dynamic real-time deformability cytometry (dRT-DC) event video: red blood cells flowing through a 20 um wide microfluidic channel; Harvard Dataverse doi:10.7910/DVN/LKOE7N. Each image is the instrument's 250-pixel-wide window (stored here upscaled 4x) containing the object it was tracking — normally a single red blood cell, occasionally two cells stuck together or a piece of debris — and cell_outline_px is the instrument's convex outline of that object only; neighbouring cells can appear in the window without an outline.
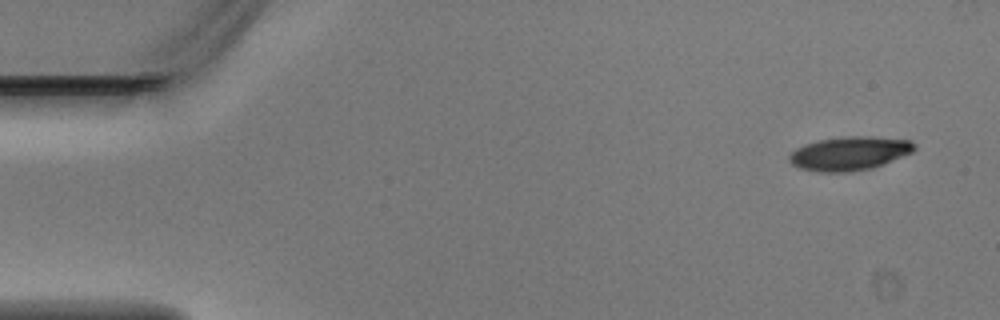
{"species": "Egyptian fruit bat (a non-hibernating species)", "species_latin": "Rousettus aegyptiacus", "temperature_condition": "warm", "stored_images_in_passage": 4, "camera_frame_rate_fps": 3000, "um_per_image_px": 0.085, "animal": {"sex": "male"}, "frame": {"image": 1, "passage_image": 1, "time_ms": 0.0, "image_size_px": [1000, 320], "cell_outline_px": [[916, 148], [912, 152], [880, 164], [868, 168], [848, 172], [820, 172], [800, 168], [792, 164], [788, 160], [788, 156], [796, 148], [804, 144], [820, 140], [848, 136], [872, 136], [912, 140], [916, 144]], "centroid_in_image_um": [72.18, 13.02], "position_along_channel_um": 12.8, "area_um2": 24.33}}
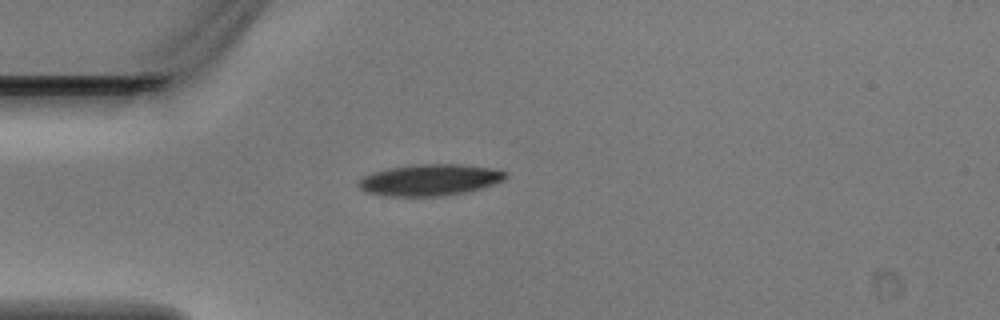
{"frame": {"image": 2, "passage_image": 3, "time_ms": 0.667, "image_size_px": [1000, 320], "cell_outline_px": [[508, 176], [504, 180], [468, 192], [444, 196], [392, 196], [368, 192], [360, 188], [356, 184], [356, 180], [360, 176], [372, 172], [388, 168], [416, 164], [460, 164], [488, 168], [508, 172]], "centroid_in_image_um": [36.49, 15.29], "position_along_channel_um": 48.5, "area_um2": 27.05}}